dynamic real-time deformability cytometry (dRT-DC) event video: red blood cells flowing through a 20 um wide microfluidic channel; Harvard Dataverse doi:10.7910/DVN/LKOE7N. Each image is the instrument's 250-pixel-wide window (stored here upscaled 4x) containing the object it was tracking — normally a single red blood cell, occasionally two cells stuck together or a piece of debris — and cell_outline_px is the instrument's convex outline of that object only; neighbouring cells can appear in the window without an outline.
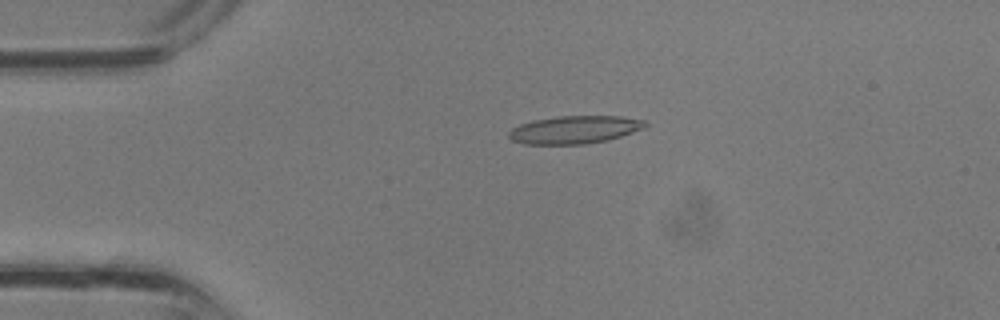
{"species": "common noctule bat (a hibernating species)", "species_latin": "Nyctalus noctula", "temperature_condition": "room temperature", "stored_images_in_passage": 36, "camera_frame_rate_fps": 3000, "um_per_image_px": 0.085, "animal": {"sex": "male", "body_mass_g": 13.3}, "frame": {"image": 1, "passage_image": 8, "time_ms": 2.333, "image_size_px": [1000, 320], "cell_outline_px": [[648, 124], [644, 128], [608, 140], [584, 144], [524, 144], [512, 140], [508, 136], [508, 132], [512, 128], [520, 124], [532, 120], [556, 116], [624, 116], [644, 120]], "centroid_in_image_um": [48.83, 11.01], "position_along_channel_um": 36.2, "area_um2": 22.2}}
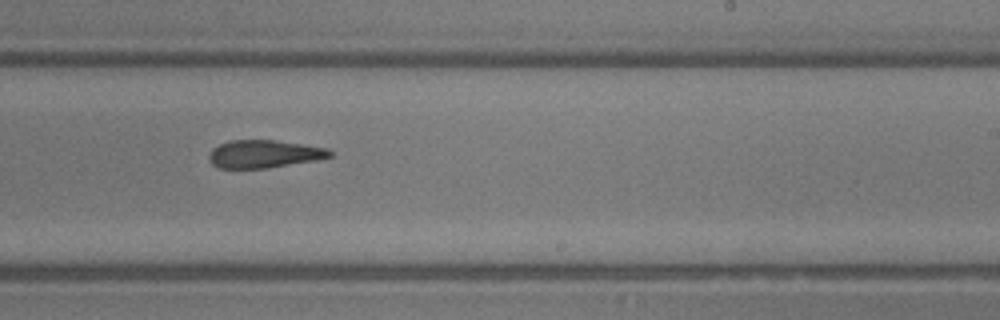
{"frame": {"image": 2, "passage_image": 22, "time_ms": 7.0, "image_size_px": [1000, 320], "cell_outline_px": [[332, 156], [316, 160], [264, 168], [220, 168], [212, 164], [208, 160], [208, 156], [212, 148], [228, 140], [276, 140], [328, 148], [332, 152]], "centroid_in_image_um": [22.42, 13.08], "position_along_channel_um": 266.6, "area_um2": 19.54}}
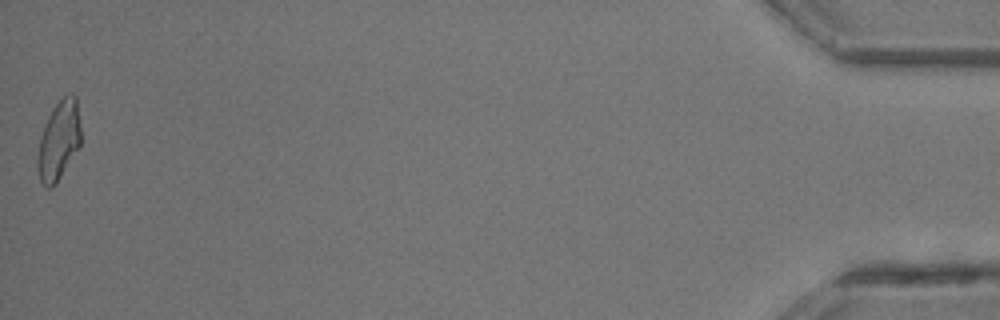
{"frame": {"image": 3, "passage_image": 36, "time_ms": 11.667, "image_size_px": [1000, 320], "cell_outline_px": [[80, 148], [56, 184], [52, 188], [48, 188], [40, 180], [36, 164], [36, 160], [40, 136], [48, 116], [52, 108], [68, 92], [72, 92], [76, 96], [80, 128]], "centroid_in_image_um": [5.0, 11.96], "position_along_channel_um": 430.2, "area_um2": 20.23}}